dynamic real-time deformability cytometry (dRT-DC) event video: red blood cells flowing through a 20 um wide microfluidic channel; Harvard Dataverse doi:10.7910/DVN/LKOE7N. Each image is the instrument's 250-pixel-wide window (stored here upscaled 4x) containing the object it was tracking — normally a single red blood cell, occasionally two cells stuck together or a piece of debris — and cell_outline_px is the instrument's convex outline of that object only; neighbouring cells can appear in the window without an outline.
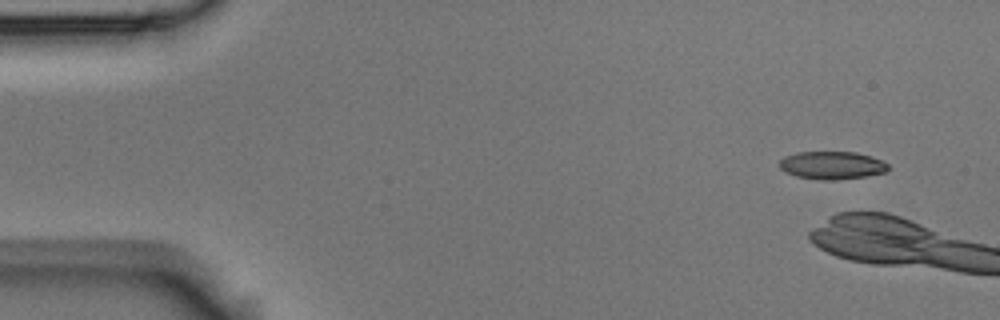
{"species": "Egyptian fruit bat (a non-hibernating species)", "species_latin": "Rousettus aegyptiacus", "temperature_condition": "room temperature", "stored_images_in_passage": 2, "camera_frame_rate_fps": 3000, "um_per_image_px": 0.085, "animal": {"sex": "male"}, "frame": {"image": 1, "passage_image": 1, "time_ms": 0.0, "image_size_px": [1000, 320], "cell_outline_px": [[888, 172], [864, 176], [832, 180], [820, 180], [796, 176], [784, 172], [780, 168], [780, 160], [784, 156], [796, 152], [856, 152], [872, 156], [888, 164]], "centroid_in_image_um": [70.7, 14.04], "position_along_channel_um": 14.3, "area_um2": 17.69}}